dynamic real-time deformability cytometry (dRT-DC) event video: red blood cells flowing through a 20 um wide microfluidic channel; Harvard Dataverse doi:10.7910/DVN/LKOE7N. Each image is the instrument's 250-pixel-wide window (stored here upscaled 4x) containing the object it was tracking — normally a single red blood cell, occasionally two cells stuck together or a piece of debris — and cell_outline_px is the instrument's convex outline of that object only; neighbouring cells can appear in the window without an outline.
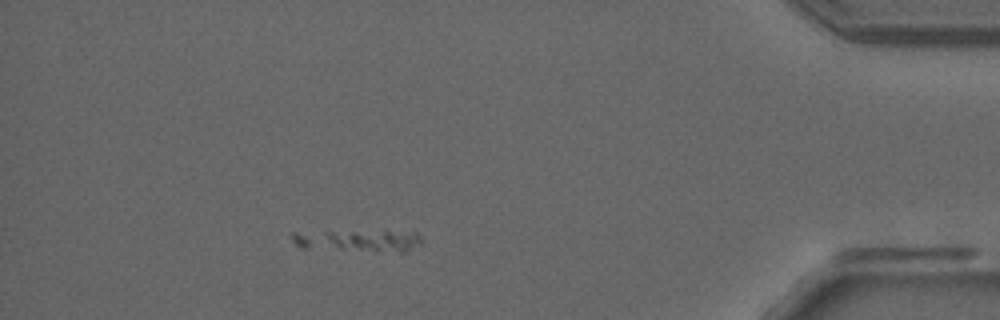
{"species": "common noctule bat (a hibernating species)", "species_latin": "Nyctalus noctula", "temperature_condition": "room temperature", "stored_images_in_passage": 35, "camera_frame_rate_fps": 3000, "um_per_image_px": 0.085, "animal": {"sex": "male", "forearm_length_mm": 52.5}, "frame": {"image": 1, "passage_image": 35, "time_ms": 11.333, "image_size_px": [1000, 320], "cell_outline_px": [[424, 240], [420, 244], [404, 252], [400, 252], [340, 248], [324, 236], [324, 232], [416, 232]], "centroid_in_image_um": [31.93, 20.45], "position_along_channel_um": 403.3, "area_um2": 11.44}}